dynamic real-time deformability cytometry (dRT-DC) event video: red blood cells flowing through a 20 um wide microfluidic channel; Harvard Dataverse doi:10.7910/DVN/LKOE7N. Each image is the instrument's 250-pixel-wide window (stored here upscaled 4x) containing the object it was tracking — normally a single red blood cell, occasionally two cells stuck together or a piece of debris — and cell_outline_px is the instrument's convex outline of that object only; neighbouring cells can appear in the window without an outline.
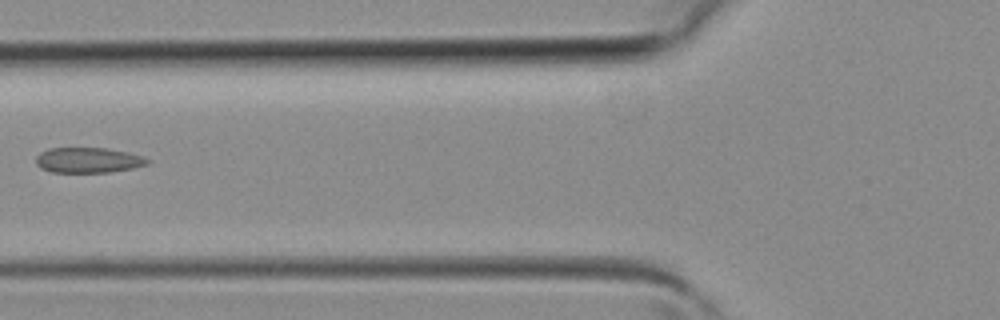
{"species": "common noctule bat (a hibernating species)", "species_latin": "Nyctalus noctula", "temperature_condition": "room temperature", "stored_images_in_passage": 5, "camera_frame_rate_fps": 3000, "um_per_image_px": 0.085, "animal": {"sex": "female", "body_mass_g": 19.3, "forearm_length_mm": 54.1}, "frame": {"image": 1, "passage_image": 5, "time_ms": 1.333, "image_size_px": [1000, 320], "cell_outline_px": [[152, 160], [148, 164], [132, 168], [108, 172], [52, 172], [40, 168], [36, 164], [36, 156], [40, 152], [48, 148], [104, 148], [128, 152], [144, 156]], "centroid_in_image_um": [7.5, 13.61], "position_along_channel_um": 118.3, "area_um2": 16.53}}